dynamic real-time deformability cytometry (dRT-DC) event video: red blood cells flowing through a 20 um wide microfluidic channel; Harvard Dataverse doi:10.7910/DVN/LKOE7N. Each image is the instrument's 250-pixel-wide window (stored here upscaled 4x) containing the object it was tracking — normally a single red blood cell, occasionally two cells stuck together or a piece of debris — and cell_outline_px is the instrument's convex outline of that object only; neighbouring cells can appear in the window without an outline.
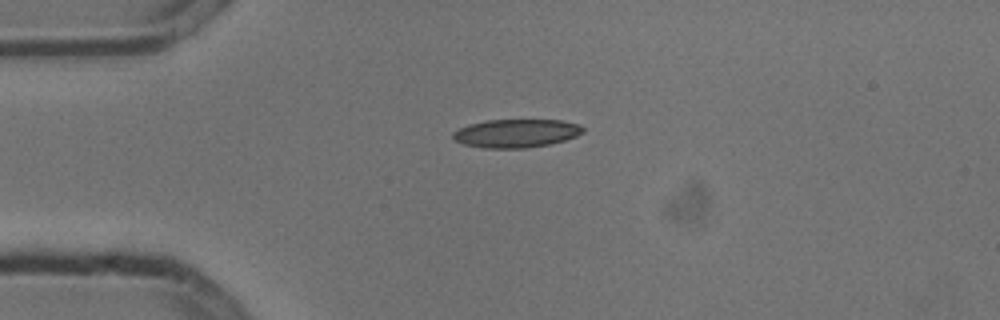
{"species": "common noctule bat (a hibernating species)", "species_latin": "Nyctalus noctula", "temperature_condition": "cold", "stored_images_in_passage": 2, "camera_frame_rate_fps": 3000, "um_per_image_px": 0.085, "animal": {"sex": "male", "body_mass_g": 13.3}, "frame": {"image": 1, "passage_image": 1, "time_ms": 0.0, "image_size_px": [1000, 320], "cell_outline_px": [[584, 132], [576, 136], [564, 140], [548, 144], [524, 148], [484, 148], [464, 144], [456, 140], [452, 136], [452, 132], [468, 124], [484, 120], [560, 120], [580, 124], [584, 128]], "centroid_in_image_um": [43.87, 11.32], "position_along_channel_um": 41.1, "area_um2": 21.44}}